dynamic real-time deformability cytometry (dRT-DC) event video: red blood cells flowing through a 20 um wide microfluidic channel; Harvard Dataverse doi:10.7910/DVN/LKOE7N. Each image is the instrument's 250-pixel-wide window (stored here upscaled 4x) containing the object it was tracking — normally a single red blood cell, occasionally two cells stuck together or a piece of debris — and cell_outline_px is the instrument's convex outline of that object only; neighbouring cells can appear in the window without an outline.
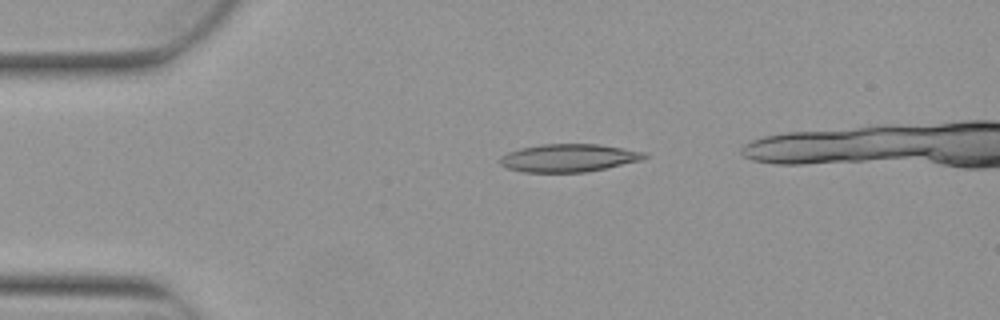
{"species": "Egyptian fruit bat (a non-hibernating species)", "species_latin": "Rousettus aegyptiacus", "temperature_condition": "warm", "stored_images_in_passage": 4, "camera_frame_rate_fps": 3000, "um_per_image_px": 0.085, "animal": {"sex": "female"}, "frame": {"image": 1, "passage_image": 3, "time_ms": 0.667, "image_size_px": [1000, 320], "cell_outline_px": [[648, 156], [644, 160], [608, 168], [584, 172], [524, 172], [508, 168], [500, 164], [500, 156], [508, 152], [520, 148], [540, 144], [600, 144], [648, 152]], "centroid_in_image_um": [48.4, 13.42], "position_along_channel_um": 36.6, "area_um2": 23.76}}